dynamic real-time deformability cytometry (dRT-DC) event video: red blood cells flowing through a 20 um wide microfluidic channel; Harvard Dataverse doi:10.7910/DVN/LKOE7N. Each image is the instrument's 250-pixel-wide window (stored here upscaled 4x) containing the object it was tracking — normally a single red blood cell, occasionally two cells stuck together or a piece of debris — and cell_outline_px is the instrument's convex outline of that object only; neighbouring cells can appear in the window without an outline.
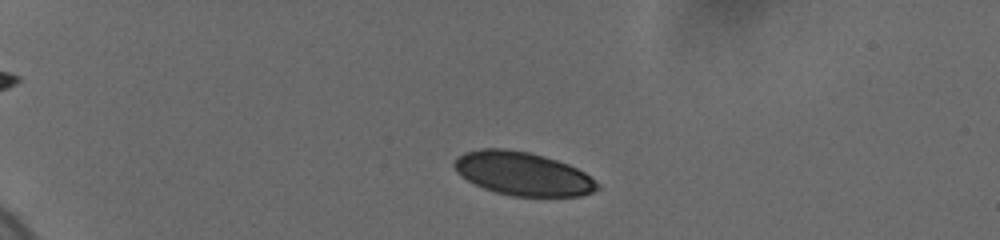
{"species": "human", "species_latin": "Homo sapiens", "temperature_condition": "cold", "stored_images_in_passage": 18, "camera_frame_rate_fps": 3000, "um_per_image_px": 0.085, "donor": {"sex": "female"}, "frame": {"image": 1, "passage_image": 5, "time_ms": 1.667, "image_size_px": [1000, 240], "cell_outline_px": [[600, 188], [592, 192], [580, 196], [512, 196], [496, 192], [484, 188], [468, 180], [456, 172], [452, 164], [464, 152], [484, 148], [504, 148], [528, 152], [544, 156], [568, 164], [584, 172], [600, 184]], "centroid_in_image_um": [44.45, 14.76], "position_along_channel_um": 40.6, "area_um2": 36.07}}
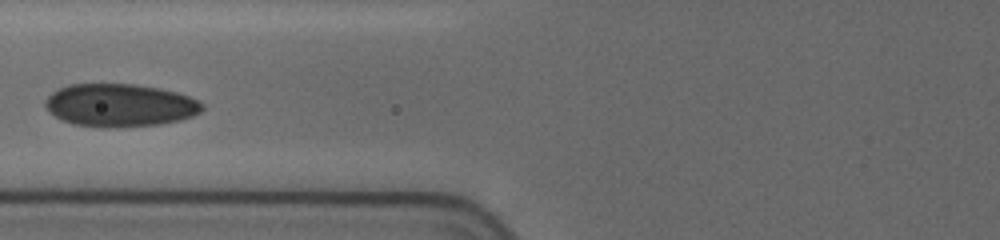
{"frame": {"image": 2, "passage_image": 14, "time_ms": 5.667, "image_size_px": [1000, 240], "cell_outline_px": [[204, 108], [200, 112], [192, 116], [180, 120], [160, 124], [116, 128], [100, 128], [72, 124], [56, 116], [44, 104], [44, 100], [52, 92], [68, 84], [132, 84], [160, 88], [176, 92], [188, 96], [204, 104]], "centroid_in_image_um": [10.19, 8.95], "position_along_channel_um": 115.6, "area_um2": 39.3}}
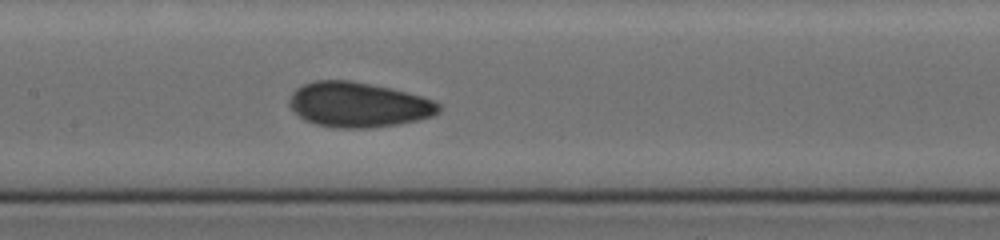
{"frame": {"image": 3, "passage_image": 18, "time_ms": 7.333, "image_size_px": [1000, 240], "cell_outline_px": [[440, 112], [432, 116], [400, 124], [368, 128], [336, 128], [316, 124], [304, 120], [288, 104], [288, 100], [292, 92], [296, 88], [304, 84], [316, 80], [352, 80], [392, 88], [420, 96], [432, 100], [440, 104]], "centroid_in_image_um": [30.45, 8.89], "position_along_channel_um": 177.0, "area_um2": 39.25}}